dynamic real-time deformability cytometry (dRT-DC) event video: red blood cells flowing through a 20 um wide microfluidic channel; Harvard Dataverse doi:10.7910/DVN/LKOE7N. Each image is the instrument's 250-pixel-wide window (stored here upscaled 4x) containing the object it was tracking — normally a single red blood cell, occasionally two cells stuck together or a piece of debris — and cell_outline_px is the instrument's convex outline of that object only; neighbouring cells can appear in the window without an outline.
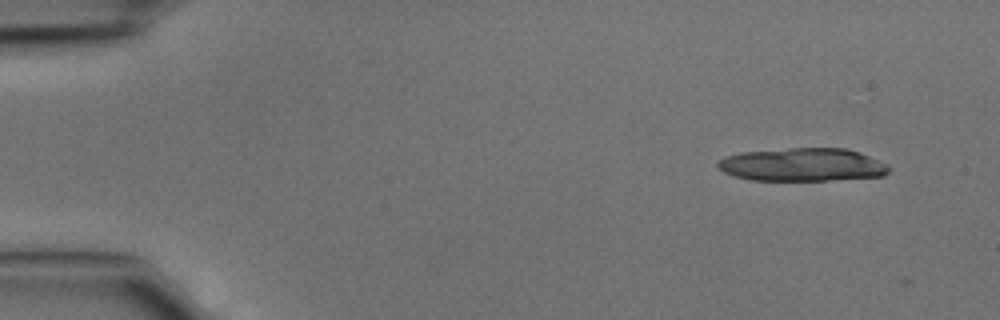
{"species": "common noctule bat (a hibernating species)", "species_latin": "Nyctalus noctula", "temperature_condition": "cold", "stored_images_in_passage": 6, "camera_frame_rate_fps": 3000, "um_per_image_px": 0.085, "animal": {"sex": "male", "body_mass_g": 15.6}, "frame": {"image": 1, "passage_image": 1, "time_ms": 0.0, "image_size_px": [1000, 320], "cell_outline_px": [[892, 168], [884, 176], [824, 180], [752, 180], [732, 176], [724, 172], [716, 164], [720, 160], [728, 156], [740, 152], [792, 148], [844, 148], [860, 152], [888, 164]], "centroid_in_image_um": [68.24, 14.0], "position_along_channel_um": 16.8, "area_um2": 33.0}}